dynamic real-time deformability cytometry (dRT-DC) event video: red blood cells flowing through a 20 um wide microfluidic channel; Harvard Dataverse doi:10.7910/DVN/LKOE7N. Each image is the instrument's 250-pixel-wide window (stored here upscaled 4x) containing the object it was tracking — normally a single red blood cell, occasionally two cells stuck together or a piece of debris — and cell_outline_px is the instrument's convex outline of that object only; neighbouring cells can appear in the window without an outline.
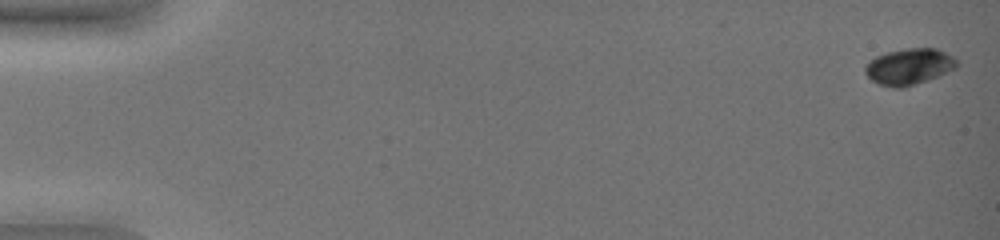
{"species": "common noctule bat (a hibernating species)", "species_latin": "Nyctalus noctula", "temperature_condition": "warm", "stored_images_in_passage": 26, "camera_frame_rate_fps": 3000, "um_per_image_px": 0.085, "animal": {"sex": "female", "body_mass_g": 19.0, "forearm_length_mm": 51.5}, "frame": {"image": 1, "passage_image": 1, "time_ms": 0.0, "image_size_px": [1000, 240], "cell_outline_px": [[960, 64], [956, 68], [928, 80], [904, 88], [892, 88], [880, 84], [872, 80], [864, 72], [864, 68], [876, 56], [888, 52], [908, 48], [936, 48], [952, 56]], "centroid_in_image_um": [77.29, 5.67], "position_along_channel_um": 7.7, "area_um2": 19.19}}
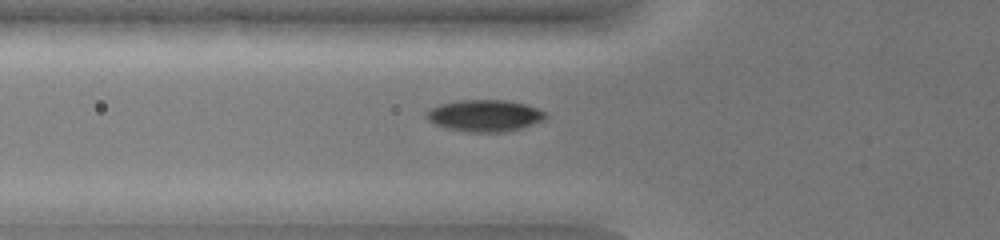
{"frame": {"image": 2, "passage_image": 15, "time_ms": 4.667, "image_size_px": [1000, 240], "cell_outline_px": [[548, 116], [544, 120], [508, 132], [468, 132], [444, 128], [428, 120], [424, 116], [424, 112], [428, 108], [440, 104], [456, 100], [504, 100], [528, 104], [544, 112]], "centroid_in_image_um": [41.15, 9.83], "position_along_channel_um": 84.6, "area_um2": 22.31}}
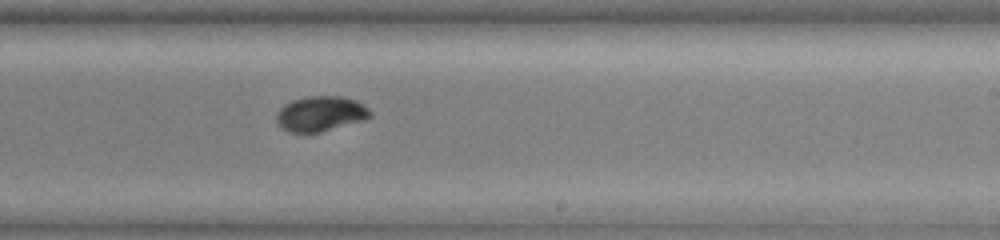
{"frame": {"image": 3, "passage_image": 26, "time_ms": 8.333, "image_size_px": [1000, 240], "cell_outline_px": [[372, 116], [364, 120], [320, 132], [288, 132], [280, 128], [276, 124], [276, 116], [280, 108], [284, 104], [292, 100], [304, 96], [344, 96], [356, 100], [364, 104], [372, 112]], "centroid_in_image_um": [27.24, 9.66], "position_along_channel_um": 261.8, "area_um2": 19.48}}